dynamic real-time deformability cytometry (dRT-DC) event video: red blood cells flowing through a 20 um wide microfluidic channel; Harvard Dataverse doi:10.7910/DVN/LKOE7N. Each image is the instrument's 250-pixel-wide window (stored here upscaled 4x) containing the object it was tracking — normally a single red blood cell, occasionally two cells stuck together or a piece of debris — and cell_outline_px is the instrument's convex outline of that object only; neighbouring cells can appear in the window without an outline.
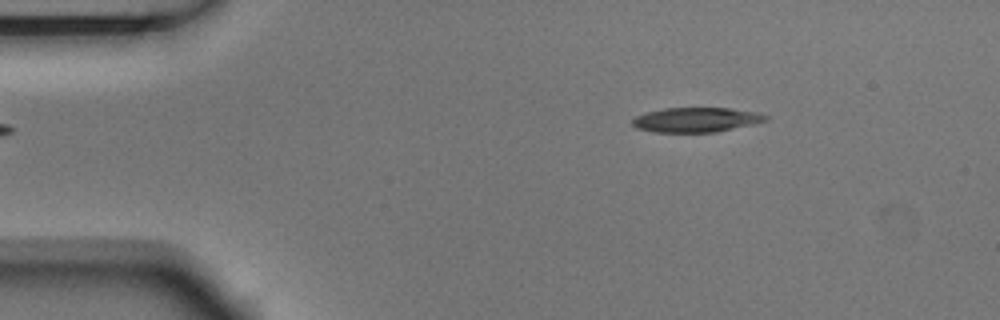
{"species": "Egyptian fruit bat (a non-hibernating species)", "species_latin": "Rousettus aegyptiacus", "temperature_condition": "room temperature", "stored_images_in_passage": 4, "camera_frame_rate_fps": 3000, "um_per_image_px": 0.085, "animal": {"sex": "male"}, "frame": {"image": 1, "passage_image": 2, "time_ms": 0.333, "image_size_px": [1000, 320], "cell_outline_px": [[768, 120], [752, 124], [716, 132], [652, 132], [636, 128], [632, 124], [632, 120], [636, 116], [648, 112], [664, 108], [728, 108], [760, 112], [768, 116]], "centroid_in_image_um": [59.18, 10.18], "position_along_channel_um": 25.8, "area_um2": 19.13}}
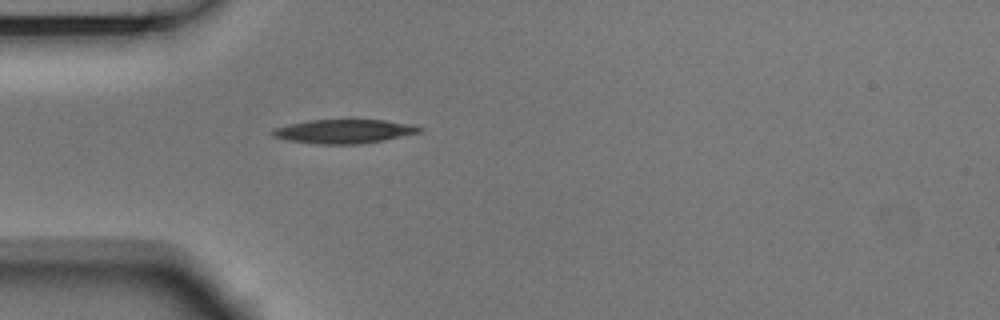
{"frame": {"image": 2, "passage_image": 4, "time_ms": 1.0, "image_size_px": [1000, 320], "cell_outline_px": [[424, 128], [420, 132], [384, 140], [360, 144], [316, 144], [288, 140], [272, 136], [272, 128], [288, 124], [308, 120], [384, 120], [412, 124]], "centroid_in_image_um": [29.22, 11.16], "position_along_channel_um": 55.8, "area_um2": 20.52}}